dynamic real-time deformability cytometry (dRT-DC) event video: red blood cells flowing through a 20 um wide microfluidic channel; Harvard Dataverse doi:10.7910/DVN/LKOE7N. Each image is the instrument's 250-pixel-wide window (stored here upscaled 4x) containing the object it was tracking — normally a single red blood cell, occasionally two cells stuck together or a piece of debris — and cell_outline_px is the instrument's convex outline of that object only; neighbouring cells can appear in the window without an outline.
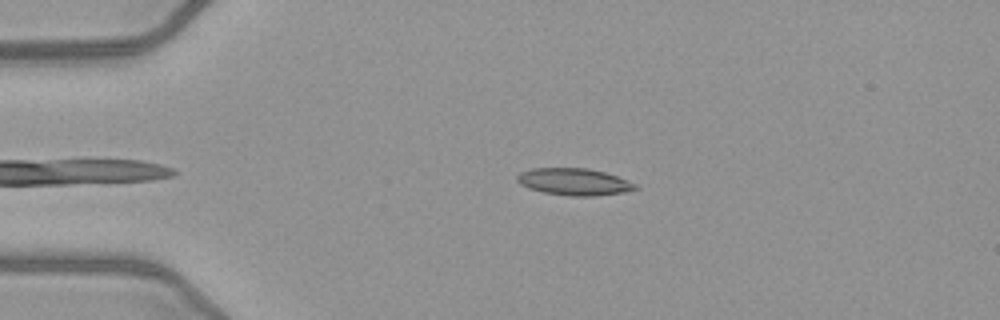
{"species": "common noctule bat (a hibernating species)", "species_latin": "Nyctalus noctula", "temperature_condition": "warm", "stored_images_in_passage": 39, "camera_frame_rate_fps": 3000, "um_per_image_px": 0.085, "animal": {"sex": "female", "body_mass_g": 21.9}, "frame": {"image": 1, "passage_image": 5, "time_ms": 1.333, "image_size_px": [1000, 320], "cell_outline_px": [[640, 188], [624, 192], [596, 196], [572, 196], [544, 192], [528, 188], [520, 184], [516, 180], [516, 176], [520, 172], [532, 168], [588, 168], [604, 172], [628, 180], [636, 184]], "centroid_in_image_um": [48.8, 15.45], "position_along_channel_um": 36.2, "area_um2": 18.61}}
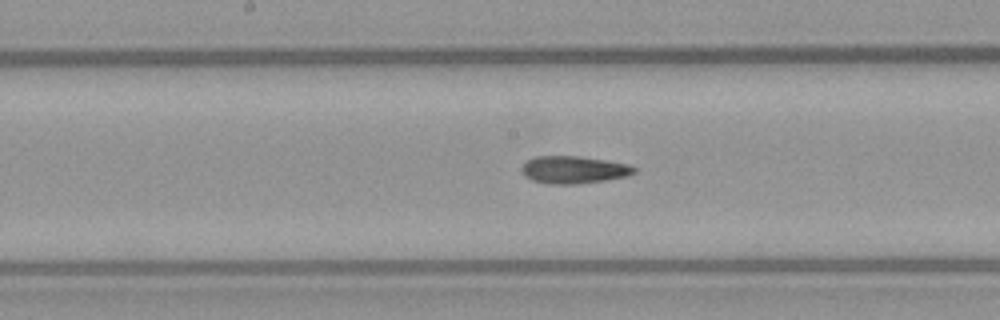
{"frame": {"image": 2, "passage_image": 20, "time_ms": 6.333, "image_size_px": [1000, 320], "cell_outline_px": [[636, 172], [628, 176], [604, 180], [576, 184], [548, 184], [532, 180], [524, 176], [520, 172], [520, 168], [524, 160], [536, 156], [576, 156], [604, 160], [628, 164], [636, 168]], "centroid_in_image_um": [48.69, 14.43], "position_along_channel_um": 199.5, "area_um2": 18.15}}
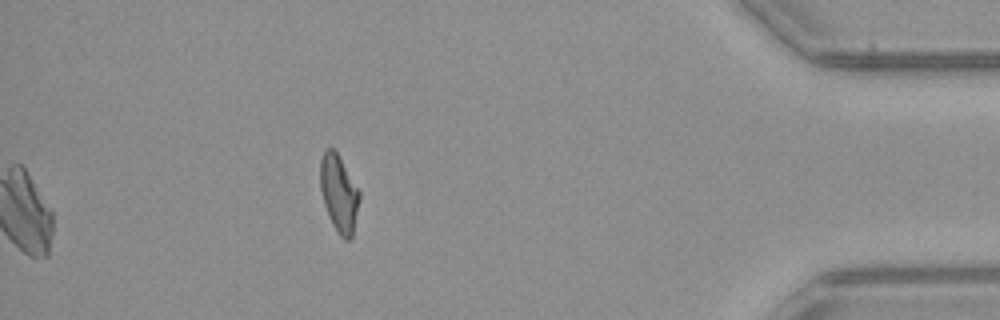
{"frame": {"image": 3, "passage_image": 39, "time_ms": 12.667, "image_size_px": [1000, 320], "cell_outline_px": [[360, 200], [352, 236], [348, 240], [344, 240], [340, 236], [332, 224], [328, 216], [324, 204], [320, 188], [320, 160], [324, 148], [332, 148], [336, 152], [360, 192]], "centroid_in_image_um": [28.79, 16.45], "position_along_channel_um": 406.4, "area_um2": 17.51}, "authors_computed_cell_mechanics": {"area_um2": 18.1492, "velocity_mm_per_s": 4.0636, "shape_relaxation_time_tau1_ms": null, "shape_relaxation_time_tau2_ms": 4.1132, "deformation_change_tau1": null, "deformation_change_tau2": 0.1218}}